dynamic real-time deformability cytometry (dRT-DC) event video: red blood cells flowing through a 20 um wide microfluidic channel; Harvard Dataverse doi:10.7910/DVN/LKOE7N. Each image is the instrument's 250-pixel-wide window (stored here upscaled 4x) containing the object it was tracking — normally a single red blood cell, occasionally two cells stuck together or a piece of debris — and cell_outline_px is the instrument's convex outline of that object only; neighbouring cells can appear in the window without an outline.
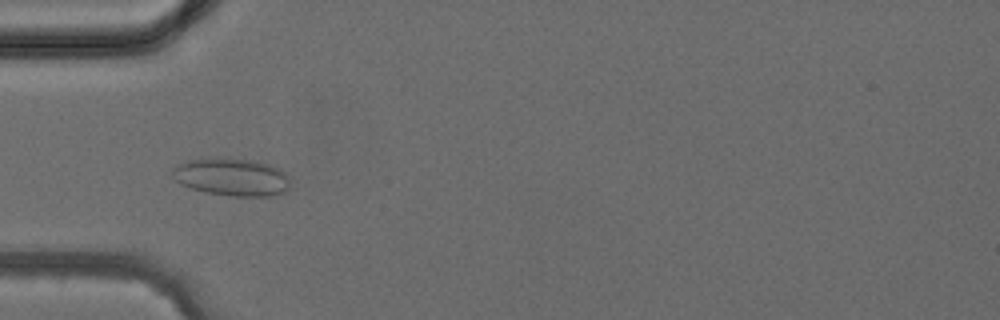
{"species": "common noctule bat (a hibernating species)", "species_latin": "Nyctalus noctula", "temperature_condition": "cold", "stored_images_in_passage": 1, "camera_frame_rate_fps": 3000, "um_per_image_px": 0.085, "animal": {"sex": "female", "body_mass_g": 24.6, "forearm_length_mm": 56.2}, "frame": {"image": 1, "passage_image": 1, "time_ms": 0.0, "image_size_px": [1000, 320], "cell_outline_px": [[288, 192], [276, 196], [228, 196], [204, 192], [180, 184], [172, 176], [172, 168], [176, 164], [184, 160], [216, 156], [224, 156], [256, 160], [272, 164], [288, 172]], "centroid_in_image_um": [19.71, 15.01], "position_along_channel_um": 65.3, "area_um2": 27.05}}